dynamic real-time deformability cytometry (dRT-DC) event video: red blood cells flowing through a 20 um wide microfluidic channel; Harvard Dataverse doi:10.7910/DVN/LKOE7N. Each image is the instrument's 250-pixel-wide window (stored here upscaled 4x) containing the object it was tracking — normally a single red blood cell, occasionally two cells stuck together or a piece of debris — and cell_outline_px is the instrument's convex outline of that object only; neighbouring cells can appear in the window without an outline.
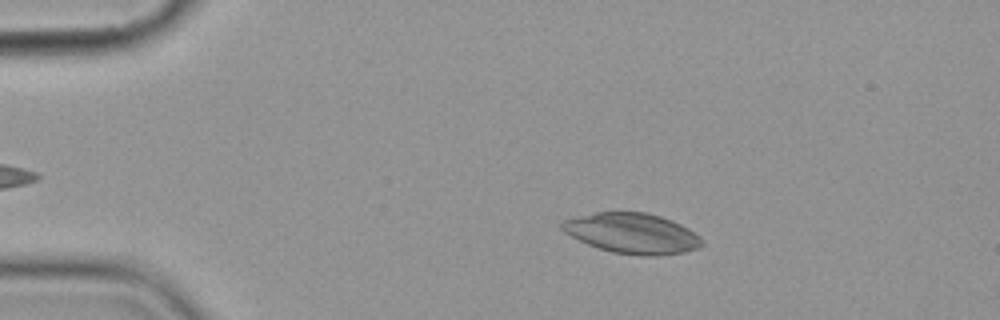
{"species": "common noctule bat (a hibernating species)", "species_latin": "Nyctalus noctula", "temperature_condition": "cold", "stored_images_in_passage": 7, "camera_frame_rate_fps": 3000, "um_per_image_px": 0.085, "animal": {"sex": "female", "body_mass_g": 19.9}, "frame": {"image": 1, "passage_image": 3, "time_ms": 2.0, "image_size_px": [1000, 320], "cell_outline_px": [[704, 244], [700, 248], [684, 252], [656, 256], [640, 256], [612, 252], [588, 244], [564, 232], [560, 228], [560, 224], [564, 220], [596, 212], [648, 212], [672, 220], [688, 228], [700, 236], [704, 240]], "centroid_in_image_um": [53.79, 19.84], "position_along_channel_um": 31.2, "area_um2": 32.95}}
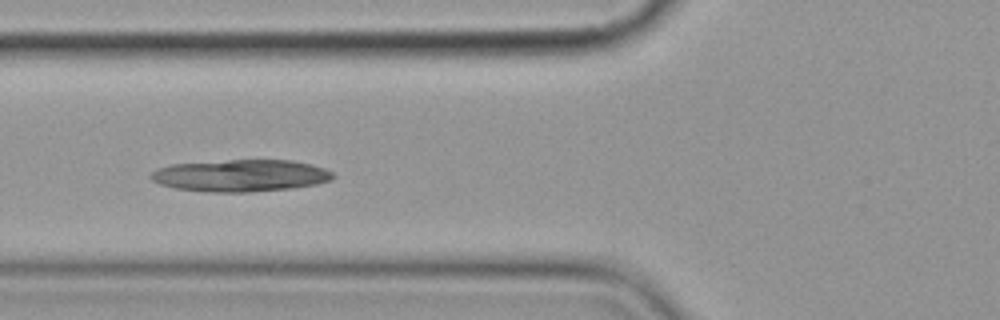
{"frame": {"image": 2, "passage_image": 6, "time_ms": 5.667, "image_size_px": [1000, 320], "cell_outline_px": [[336, 176], [332, 180], [316, 184], [292, 188], [248, 192], [212, 192], [176, 188], [160, 184], [152, 180], [148, 176], [156, 168], [172, 164], [228, 160], [292, 160], [312, 164], [324, 168], [332, 172]], "centroid_in_image_um": [20.47, 14.92], "position_along_channel_um": 105.3, "area_um2": 34.04}}
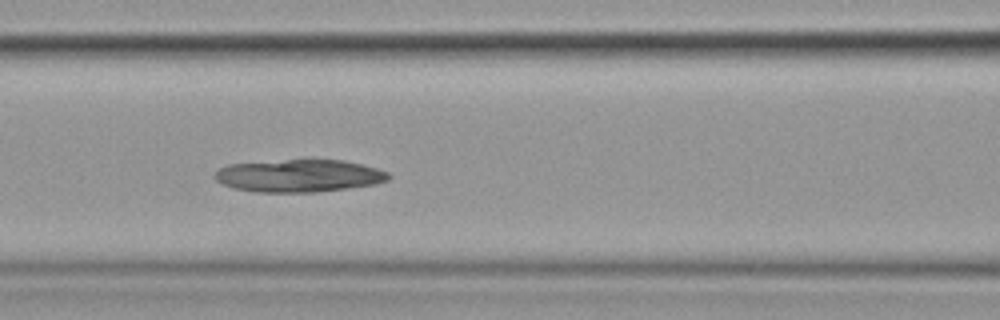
{"frame": {"image": 3, "passage_image": 7, "time_ms": 6.667, "image_size_px": [1000, 320], "cell_outline_px": [[392, 176], [388, 180], [376, 184], [312, 192], [256, 192], [232, 188], [216, 180], [212, 176], [220, 168], [228, 164], [308, 156], [344, 160], [376, 168], [388, 172]], "centroid_in_image_um": [25.4, 14.88], "position_along_channel_um": 141.2, "area_um2": 34.1}}